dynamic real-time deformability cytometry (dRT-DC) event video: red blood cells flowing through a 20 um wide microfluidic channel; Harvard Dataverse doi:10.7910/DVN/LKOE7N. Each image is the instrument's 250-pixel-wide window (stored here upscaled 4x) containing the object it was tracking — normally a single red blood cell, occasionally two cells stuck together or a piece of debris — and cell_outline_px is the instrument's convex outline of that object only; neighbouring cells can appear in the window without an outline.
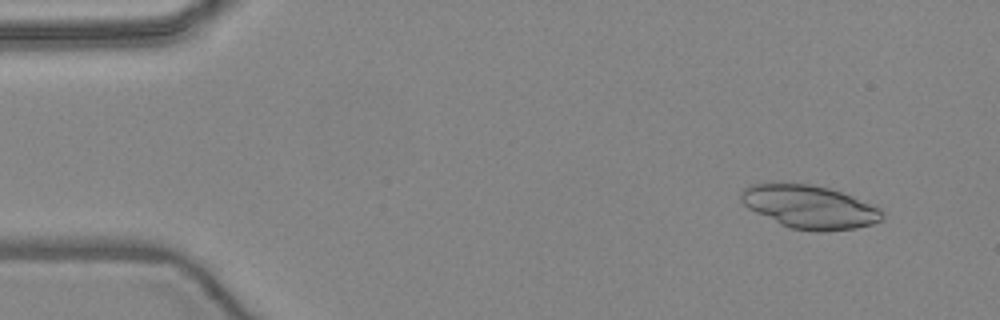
{"species": "common noctule bat (a hibernating species)", "species_latin": "Nyctalus noctula", "temperature_condition": "warm", "stored_images_in_passage": 6, "camera_frame_rate_fps": 3000, "um_per_image_px": 0.085, "animal": {"sex": "female", "body_mass_g": 24.6, "forearm_length_mm": 56.2}, "frame": {"image": 1, "passage_image": 2, "time_ms": 1.0, "image_size_px": [1000, 320], "cell_outline_px": [[884, 216], [880, 220], [872, 224], [856, 228], [824, 232], [816, 232], [792, 228], [780, 224], [748, 208], [740, 200], [740, 192], [748, 184], [772, 180], [784, 180], [812, 184], [828, 188], [852, 196], [880, 208], [884, 212]], "centroid_in_image_um": [68.74, 17.53], "position_along_channel_um": 16.3, "area_um2": 36.47}}